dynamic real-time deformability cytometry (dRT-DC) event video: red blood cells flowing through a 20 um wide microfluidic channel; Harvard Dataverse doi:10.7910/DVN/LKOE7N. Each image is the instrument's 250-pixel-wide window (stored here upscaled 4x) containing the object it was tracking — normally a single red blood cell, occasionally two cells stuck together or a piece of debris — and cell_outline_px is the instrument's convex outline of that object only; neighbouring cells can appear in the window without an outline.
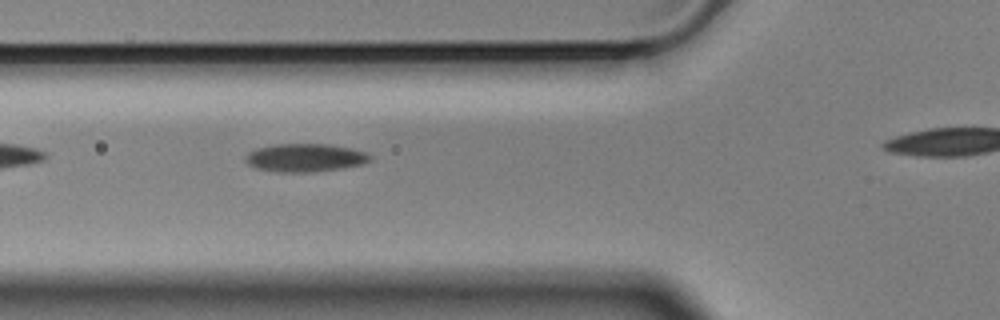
{"species": "Egyptian fruit bat (a non-hibernating species)", "species_latin": "Rousettus aegyptiacus", "temperature_condition": "cold", "stored_images_in_passage": 29, "camera_frame_rate_fps": 3000, "um_per_image_px": 0.085, "animal": {"sex": "male"}, "frame": {"image": 1, "passage_image": 3, "time_ms": 0.667, "image_size_px": [1000, 320], "cell_outline_px": [[368, 160], [360, 164], [312, 172], [280, 172], [256, 168], [248, 164], [244, 160], [244, 156], [248, 152], [256, 148], [276, 144], [328, 144], [348, 148], [364, 152], [368, 156]], "centroid_in_image_um": [25.8, 13.4], "position_along_channel_um": 100.0, "area_um2": 19.94}}
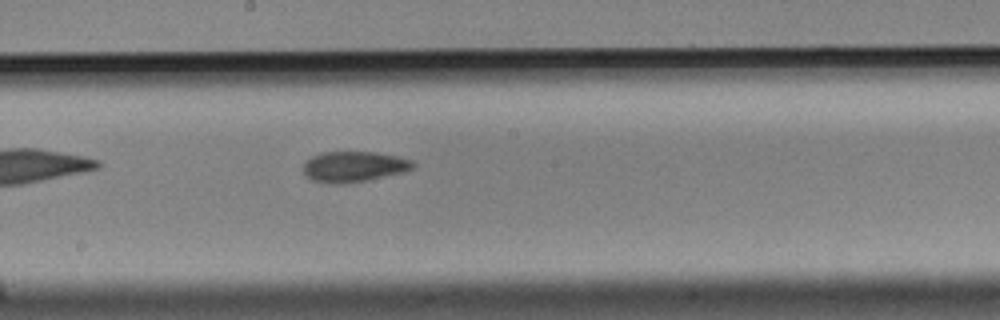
{"frame": {"image": 2, "passage_image": 13, "time_ms": 4.0, "image_size_px": [1000, 320], "cell_outline_px": [[416, 164], [412, 168], [400, 172], [364, 180], [336, 184], [312, 180], [304, 172], [304, 164], [312, 156], [320, 152], [376, 152], [396, 156], [412, 160]], "centroid_in_image_um": [30.06, 14.14], "position_along_channel_um": 218.1, "area_um2": 19.02}}
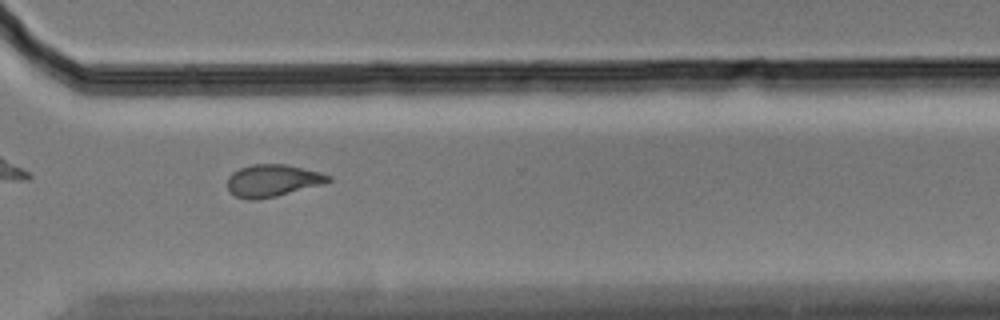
{"frame": {"image": 3, "passage_image": 24, "time_ms": 7.667, "image_size_px": [1000, 320], "cell_outline_px": [[332, 180], [324, 184], [276, 196], [256, 200], [248, 200], [236, 196], [228, 188], [228, 176], [232, 172], [240, 168], [252, 164], [284, 164], [320, 172], [332, 176]], "centroid_in_image_um": [23.18, 15.35], "position_along_channel_um": 347.4, "area_um2": 18.9}}